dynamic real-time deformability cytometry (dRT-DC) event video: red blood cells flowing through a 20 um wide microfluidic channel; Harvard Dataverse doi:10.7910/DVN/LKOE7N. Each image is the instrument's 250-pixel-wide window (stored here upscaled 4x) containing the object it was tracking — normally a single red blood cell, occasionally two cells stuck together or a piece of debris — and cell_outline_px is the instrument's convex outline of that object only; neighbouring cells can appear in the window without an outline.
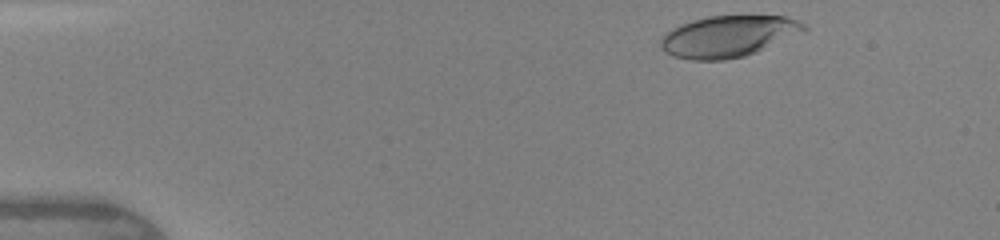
{"species": "human", "species_latin": "Homo sapiens", "temperature_condition": "warm", "stored_images_in_passage": 42, "camera_frame_rate_fps": 3000, "um_per_image_px": 0.085, "donor": {"sex": "female"}, "frame": {"image": 1, "passage_image": 2, "time_ms": 0.333, "image_size_px": [1000, 240], "cell_outline_px": [[808, 28], [804, 32], [756, 52], [744, 56], [724, 60], [692, 60], [672, 56], [664, 52], [660, 48], [660, 40], [672, 28], [680, 24], [692, 20], [708, 16], [784, 16], [796, 20], [804, 24]], "centroid_in_image_um": [61.88, 3.09], "position_along_channel_um": 23.1, "area_um2": 34.51}}
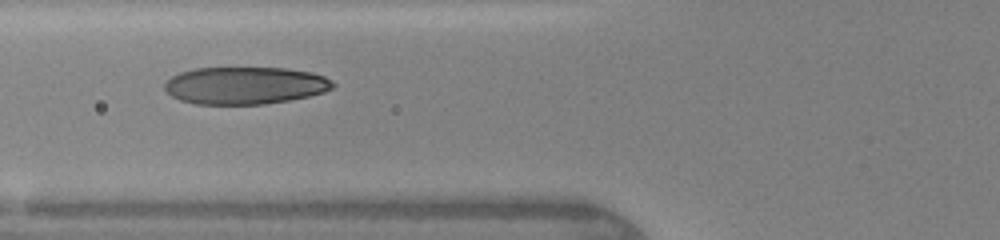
{"frame": {"image": 2, "passage_image": 14, "time_ms": 4.333, "image_size_px": [1000, 240], "cell_outline_px": [[336, 84], [332, 88], [324, 92], [308, 96], [288, 100], [264, 104], [196, 104], [180, 100], [172, 96], [164, 88], [164, 84], [172, 76], [180, 72], [196, 68], [284, 68], [312, 72], [324, 76], [332, 80]], "centroid_in_image_um": [20.84, 7.26], "position_along_channel_um": 105.0, "area_um2": 36.59}}
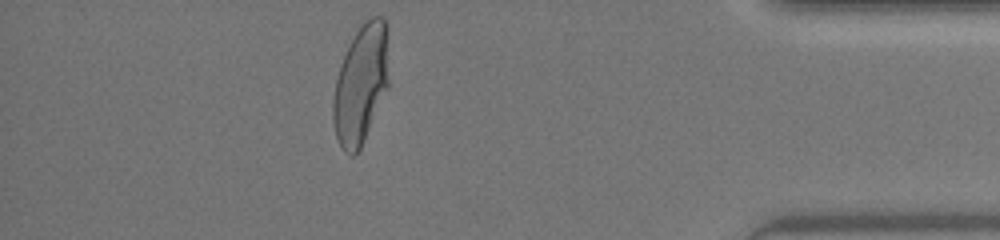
{"frame": {"image": 3, "passage_image": 37, "time_ms": 12.0, "image_size_px": [1000, 240], "cell_outline_px": [[388, 88], [360, 148], [352, 156], [344, 152], [340, 148], [336, 136], [332, 120], [332, 100], [336, 80], [340, 64], [356, 32], [364, 20], [372, 16], [380, 16], [388, 24]], "centroid_in_image_um": [30.68, 7.15], "position_along_channel_um": 404.5, "area_um2": 38.84}, "authors_computed_cell_mechanics": {"area_um2": 37.4833, "velocity_mm_per_s": 4.3665, "shape_relaxation_time_tau1_ms": 5.4594, "shape_relaxation_time_tau2_ms": null, "deformation_change_tau1": 0.2388, "deformation_change_tau2": null}}